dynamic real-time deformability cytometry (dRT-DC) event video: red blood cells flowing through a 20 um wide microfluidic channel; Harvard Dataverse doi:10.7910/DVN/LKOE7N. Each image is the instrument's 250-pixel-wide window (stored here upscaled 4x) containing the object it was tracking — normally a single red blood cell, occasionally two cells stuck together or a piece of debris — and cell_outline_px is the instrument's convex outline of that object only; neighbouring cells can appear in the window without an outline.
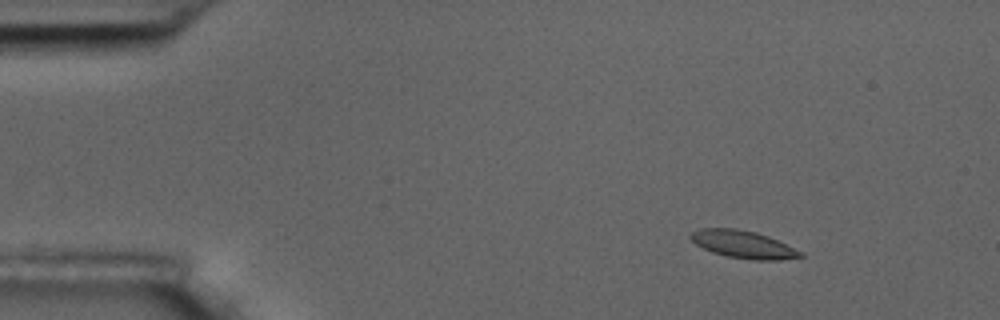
{"species": "common noctule bat (a hibernating species)", "species_latin": "Nyctalus noctula", "temperature_condition": "room temperature", "stored_images_in_passage": 5, "camera_frame_rate_fps": 3000, "um_per_image_px": 0.085, "animal": {"sex": "male", "body_mass_g": 17.5, "forearm_length_mm": 52.3}, "frame": {"image": 1, "passage_image": 3, "time_ms": 2.333, "image_size_px": [1000, 320], "cell_outline_px": [[804, 256], [780, 260], [752, 260], [728, 256], [712, 252], [696, 244], [688, 236], [692, 232], [700, 228], [736, 228], [756, 232], [768, 236], [804, 252]], "centroid_in_image_um": [63.19, 20.77], "position_along_channel_um": 21.8, "area_um2": 17.63}}
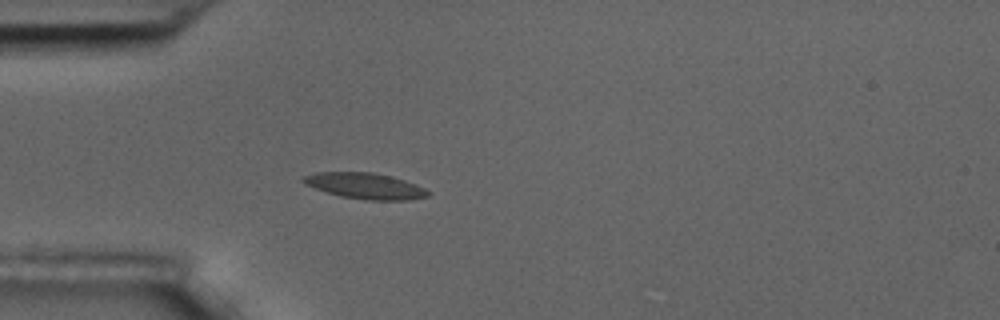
{"frame": {"image": 2, "passage_image": 5, "time_ms": 5.333, "image_size_px": [1000, 320], "cell_outline_px": [[432, 192], [428, 196], [408, 200], [364, 200], [340, 196], [304, 184], [300, 180], [304, 176], [316, 172], [372, 172], [392, 176], [416, 184]], "centroid_in_image_um": [31.06, 15.8], "position_along_channel_um": 53.9, "area_um2": 18.9}}